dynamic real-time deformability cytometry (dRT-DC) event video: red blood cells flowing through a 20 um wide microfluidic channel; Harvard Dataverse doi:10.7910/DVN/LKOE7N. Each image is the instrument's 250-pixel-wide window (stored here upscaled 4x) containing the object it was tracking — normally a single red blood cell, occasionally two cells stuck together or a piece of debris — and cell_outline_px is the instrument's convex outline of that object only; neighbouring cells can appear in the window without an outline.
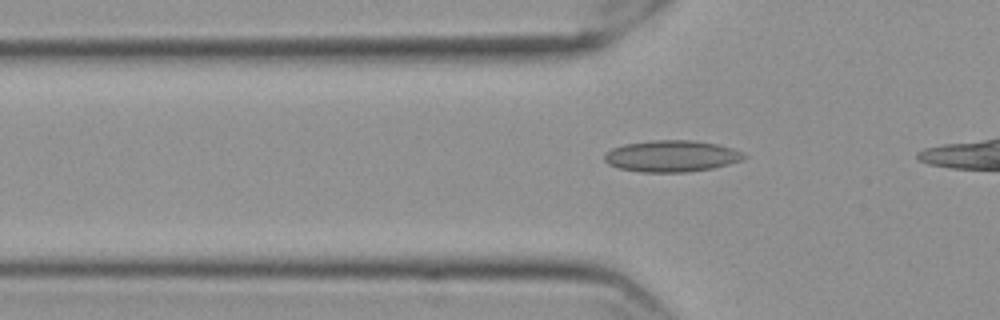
{"species": "Egyptian fruit bat (a non-hibernating species)", "species_latin": "Rousettus aegyptiacus", "temperature_condition": "cold", "stored_images_in_passage": 14, "camera_frame_rate_fps": 3000, "um_per_image_px": 0.085, "frame": {"image": 1, "passage_image": 7, "time_ms": 2.0, "image_size_px": [1000, 320], "cell_outline_px": [[748, 156], [744, 160], [712, 168], [684, 172], [640, 172], [620, 168], [608, 164], [604, 160], [604, 156], [612, 148], [624, 144], [652, 140], [692, 140], [720, 144], [732, 148]], "centroid_in_image_um": [57.1, 13.26], "position_along_channel_um": 68.7, "area_um2": 25.61}}
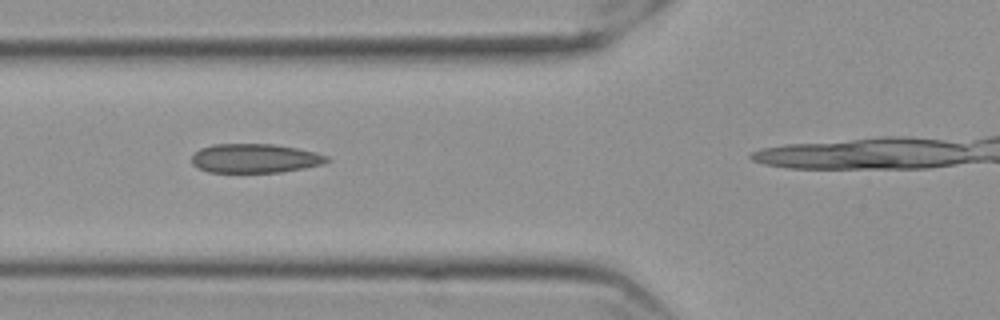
{"frame": {"image": 2, "passage_image": 10, "time_ms": 3.0, "image_size_px": [1000, 320], "cell_outline_px": [[332, 160], [324, 164], [304, 168], [280, 172], [208, 172], [192, 164], [192, 156], [200, 148], [212, 144], [272, 144], [296, 148], [316, 152], [328, 156]], "centroid_in_image_um": [21.7, 13.46], "position_along_channel_um": 104.1, "area_um2": 22.95}}